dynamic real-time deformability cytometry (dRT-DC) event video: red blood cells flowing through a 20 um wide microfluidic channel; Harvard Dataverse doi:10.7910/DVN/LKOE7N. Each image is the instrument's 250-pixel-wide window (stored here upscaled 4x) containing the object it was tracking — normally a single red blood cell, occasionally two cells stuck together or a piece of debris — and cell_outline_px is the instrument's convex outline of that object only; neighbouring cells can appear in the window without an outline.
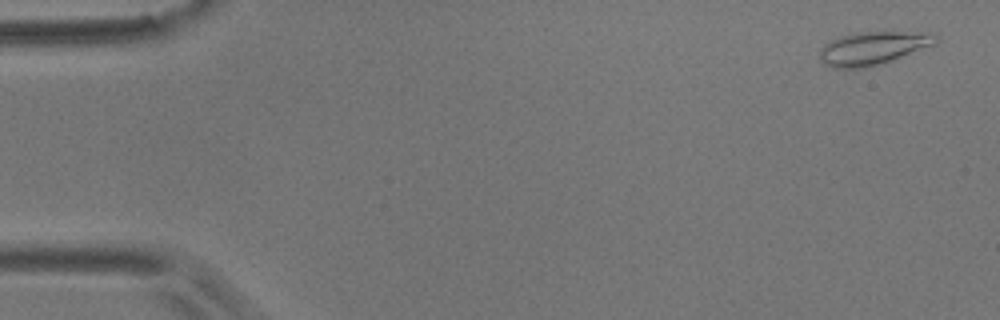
{"species": "common noctule bat (a hibernating species)", "species_latin": "Nyctalus noctula", "temperature_condition": "room temperature", "stored_images_in_passage": 4, "camera_frame_rate_fps": 3000, "um_per_image_px": 0.085, "animal": {"sex": "male", "body_mass_g": 17.9}, "frame": {"image": 1, "passage_image": 1, "time_ms": 0.0, "image_size_px": [1000, 320], "cell_outline_px": [[940, 40], [936, 44], [880, 64], [864, 68], [832, 68], [824, 64], [820, 60], [820, 48], [824, 44], [840, 36], [856, 32], [936, 32], [940, 36]], "centroid_in_image_um": [74.24, 4.08], "position_along_channel_um": 10.8, "area_um2": 22.66}}